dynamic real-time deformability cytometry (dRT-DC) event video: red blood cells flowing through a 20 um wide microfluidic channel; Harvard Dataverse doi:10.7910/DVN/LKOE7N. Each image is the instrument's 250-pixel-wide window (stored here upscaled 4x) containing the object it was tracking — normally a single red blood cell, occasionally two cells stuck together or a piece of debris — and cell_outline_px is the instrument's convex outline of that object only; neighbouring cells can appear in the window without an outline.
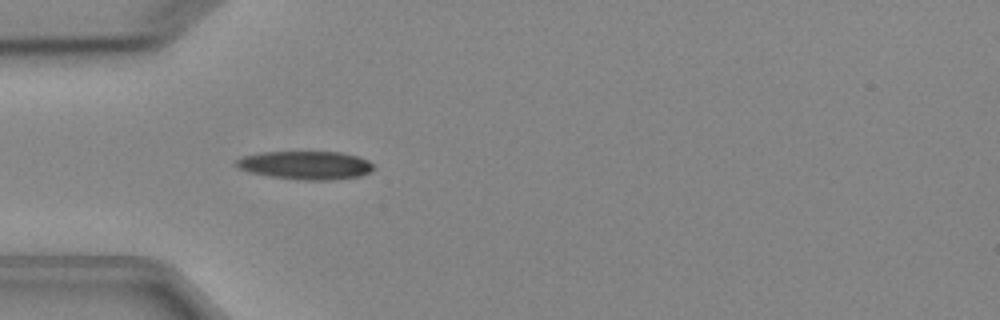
{"species": "Egyptian fruit bat (a non-hibernating species)", "species_latin": "Rousettus aegyptiacus", "temperature_condition": "cold", "stored_images_in_passage": 2, "camera_frame_rate_fps": 3000, "um_per_image_px": 0.085, "animal": {"sex": "female"}, "frame": {"image": 1, "passage_image": 2, "time_ms": 2.0, "image_size_px": [1000, 320], "cell_outline_px": [[376, 168], [372, 172], [360, 176], [332, 180], [304, 180], [272, 176], [248, 172], [240, 168], [236, 164], [236, 160], [244, 156], [260, 152], [340, 152], [356, 156], [368, 160], [376, 164]], "centroid_in_image_um": [26.06, 14.04], "position_along_channel_um": 58.9, "area_um2": 22.72}}